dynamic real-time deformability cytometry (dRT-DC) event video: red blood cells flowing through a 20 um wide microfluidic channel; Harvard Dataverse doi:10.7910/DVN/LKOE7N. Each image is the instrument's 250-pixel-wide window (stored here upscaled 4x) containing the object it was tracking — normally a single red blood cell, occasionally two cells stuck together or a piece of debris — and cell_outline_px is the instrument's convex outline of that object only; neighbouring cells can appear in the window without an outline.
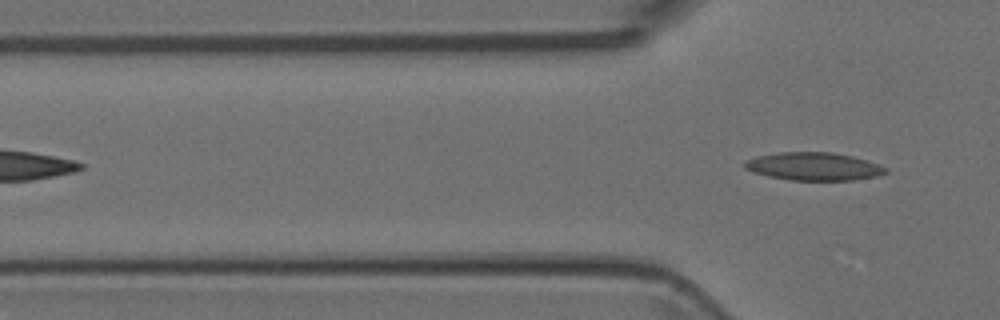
{"species": "Egyptian fruit bat (a non-hibernating species)", "species_latin": "Rousettus aegyptiacus", "temperature_condition": "room temperature", "stored_images_in_passage": 5, "segment_of_instrument_passage": [2, 2], "camera_frame_rate_fps": 3000, "um_per_image_px": 0.085, "animal": {"sex": "female"}, "frame": {"image": 1, "passage_image": 5, "time_ms": 1.333, "image_size_px": [1000, 320], "cell_outline_px": [[888, 172], [876, 176], [852, 180], [788, 180], [768, 176], [752, 172], [744, 168], [744, 160], [756, 156], [780, 152], [832, 152], [852, 156], [868, 160], [888, 168]], "centroid_in_image_um": [69.15, 14.14], "position_along_channel_um": 56.7, "area_um2": 23.12}}